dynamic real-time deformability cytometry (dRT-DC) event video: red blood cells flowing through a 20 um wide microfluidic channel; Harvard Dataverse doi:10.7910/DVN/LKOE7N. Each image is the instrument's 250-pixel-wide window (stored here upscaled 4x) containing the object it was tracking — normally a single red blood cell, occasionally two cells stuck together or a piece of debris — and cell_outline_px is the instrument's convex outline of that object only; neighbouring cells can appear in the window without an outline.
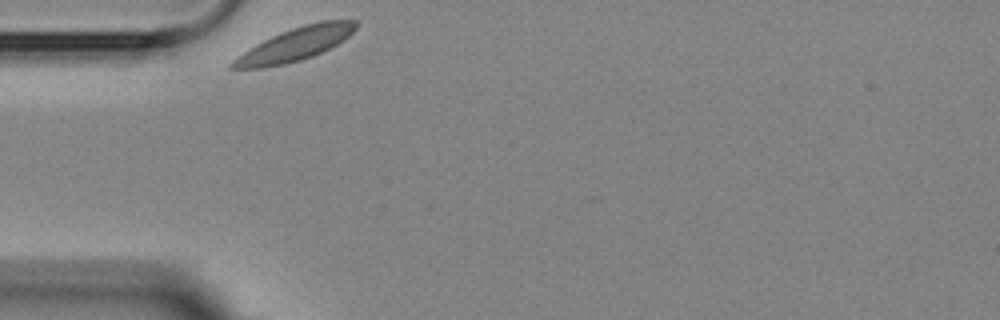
{"species": "Egyptian fruit bat (a non-hibernating species)", "species_latin": "Rousettus aegyptiacus", "temperature_condition": "room temperature", "stored_images_in_passage": 2, "camera_frame_rate_fps": 3000, "um_per_image_px": 0.085, "animal": {"sex": "female"}, "frame": {"image": 1, "passage_image": 1, "time_ms": 0.0, "image_size_px": [1000, 320], "cell_outline_px": [[356, 28], [348, 36], [336, 44], [312, 56], [300, 60], [284, 64], [264, 68], [228, 68], [228, 64], [232, 60], [256, 44], [272, 36], [292, 28], [304, 24], [320, 20], [356, 20]], "centroid_in_image_um": [25.06, 3.76], "position_along_channel_um": 59.9, "area_um2": 23.35}}